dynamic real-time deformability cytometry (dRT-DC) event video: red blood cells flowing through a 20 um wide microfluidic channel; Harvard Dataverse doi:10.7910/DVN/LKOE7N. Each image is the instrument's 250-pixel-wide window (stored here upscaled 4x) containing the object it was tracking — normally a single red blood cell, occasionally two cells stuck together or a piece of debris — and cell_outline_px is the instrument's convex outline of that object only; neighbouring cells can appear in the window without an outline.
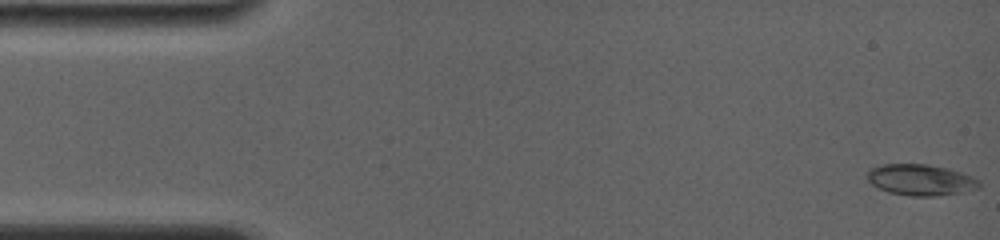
{"species": "common noctule bat (a hibernating species)", "species_latin": "Nyctalus noctula", "temperature_condition": "room temperature", "stored_images_in_passage": 49, "camera_frame_rate_fps": 4000, "um_per_image_px": 0.085, "animal": {"sex": "female", "body_mass_g": 19.0, "forearm_length_mm": 56.7}, "frame": {"image": 1, "passage_image": 1, "time_ms": 0.0, "image_size_px": [1000, 240], "cell_outline_px": [[980, 188], [964, 192], [936, 196], [912, 196], [888, 192], [872, 184], [868, 180], [868, 168], [884, 164], [928, 164], [948, 168], [972, 176], [980, 180]], "centroid_in_image_um": [78.29, 15.29], "position_along_channel_um": 6.7, "area_um2": 20.4}}
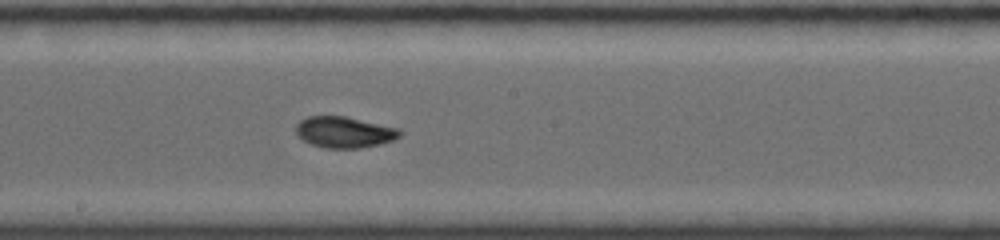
{"frame": {"image": 2, "passage_image": 26, "time_ms": 8.75, "image_size_px": [1000, 240], "cell_outline_px": [[404, 132], [400, 136], [392, 140], [380, 144], [360, 148], [324, 148], [312, 144], [304, 140], [296, 132], [296, 124], [300, 120], [308, 116], [344, 116], [400, 128]], "centroid_in_image_um": [29.3, 11.23], "position_along_channel_um": 218.9, "area_um2": 18.84}}
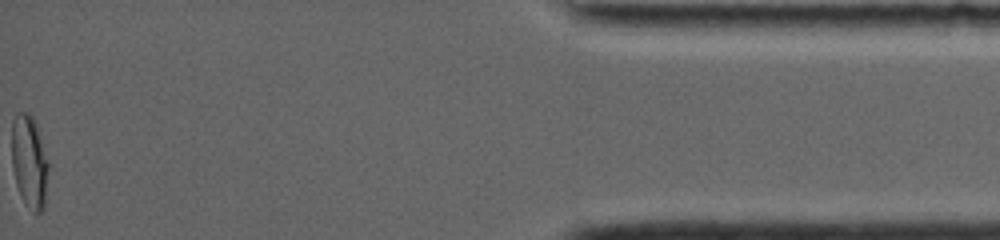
{"frame": {"image": 3, "passage_image": 49, "time_ms": 16.25, "image_size_px": [1000, 240], "cell_outline_px": [[48, 172], [44, 208], [40, 212], [36, 212], [20, 196], [16, 184], [12, 164], [12, 120], [16, 112], [28, 112], [36, 120], [48, 164]], "centroid_in_image_um": [2.48, 13.66], "position_along_channel_um": 432.7, "area_um2": 19.71}, "authors_computed_cell_mechanics": {"area_um2": 18.785, "velocity_mm_per_s": 3.8589, "shape_relaxation_time_tau1_ms": 6.2253, "shape_relaxation_time_tau2_ms": 1.1648, "deformation_change_tau1": 0.1854, "deformation_change_tau2": 0.0387}}